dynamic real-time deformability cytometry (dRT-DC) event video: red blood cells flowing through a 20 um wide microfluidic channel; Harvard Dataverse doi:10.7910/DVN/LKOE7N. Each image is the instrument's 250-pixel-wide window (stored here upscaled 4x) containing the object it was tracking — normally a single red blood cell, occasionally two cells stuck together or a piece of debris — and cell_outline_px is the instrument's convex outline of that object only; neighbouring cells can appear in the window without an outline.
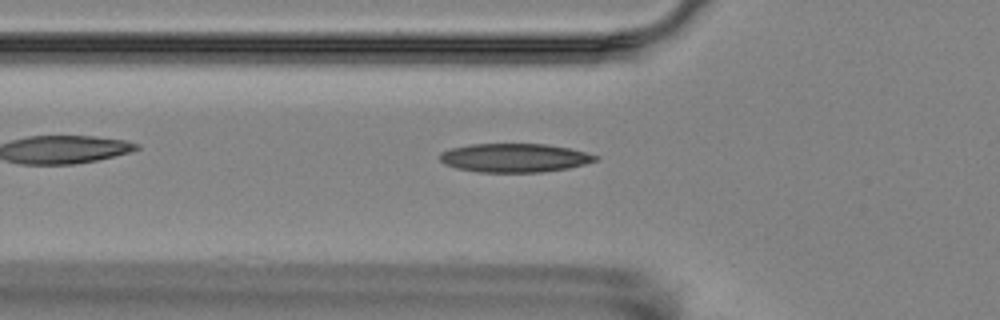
{"species": "Egyptian fruit bat (a non-hibernating species)", "species_latin": "Rousettus aegyptiacus", "temperature_condition": "room temperature", "stored_images_in_passage": 2, "camera_frame_rate_fps": 3000, "um_per_image_px": 0.085, "animal": {"sex": "female"}, "frame": {"image": 1, "passage_image": 2, "time_ms": 1.0, "image_size_px": [1000, 320], "cell_outline_px": [[600, 160], [568, 168], [540, 172], [476, 172], [456, 168], [444, 164], [440, 160], [440, 152], [452, 148], [472, 144], [544, 144], [568, 148], [600, 156]], "centroid_in_image_um": [43.73, 13.42], "position_along_channel_um": 82.1, "area_um2": 26.01}}